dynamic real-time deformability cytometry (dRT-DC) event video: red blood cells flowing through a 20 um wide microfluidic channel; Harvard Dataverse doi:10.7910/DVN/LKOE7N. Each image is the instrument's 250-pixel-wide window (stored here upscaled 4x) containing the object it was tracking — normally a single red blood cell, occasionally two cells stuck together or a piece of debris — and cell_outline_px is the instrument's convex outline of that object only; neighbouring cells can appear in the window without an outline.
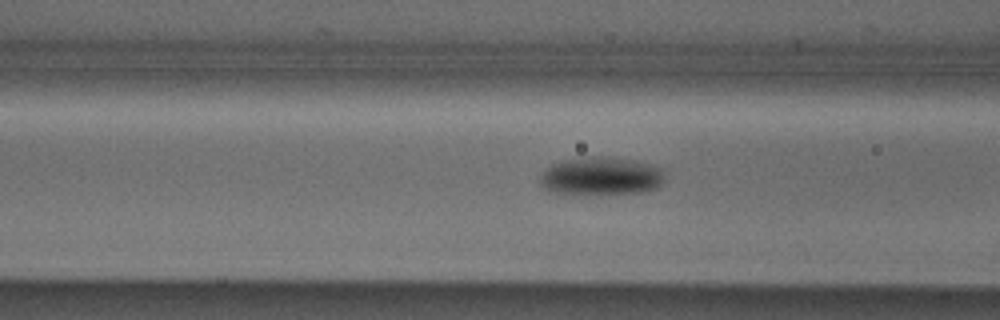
{"species": "Egyptian fruit bat (a non-hibernating species)", "species_latin": "Rousettus aegyptiacus", "temperature_condition": "cold", "stored_images_in_passage": 8, "camera_frame_rate_fps": 3000, "um_per_image_px": 0.085, "animal": {"sex": "male"}, "frame": {"image": 1, "passage_image": 6, "time_ms": 1.667, "image_size_px": [1000, 320], "cell_outline_px": [[664, 180], [656, 188], [640, 192], [572, 196], [548, 192], [540, 184], [540, 176], [552, 164], [564, 160], [584, 156], [604, 156], [636, 160], [664, 168]], "centroid_in_image_um": [51.06, 14.99], "position_along_channel_um": 115.5, "area_um2": 28.55}}